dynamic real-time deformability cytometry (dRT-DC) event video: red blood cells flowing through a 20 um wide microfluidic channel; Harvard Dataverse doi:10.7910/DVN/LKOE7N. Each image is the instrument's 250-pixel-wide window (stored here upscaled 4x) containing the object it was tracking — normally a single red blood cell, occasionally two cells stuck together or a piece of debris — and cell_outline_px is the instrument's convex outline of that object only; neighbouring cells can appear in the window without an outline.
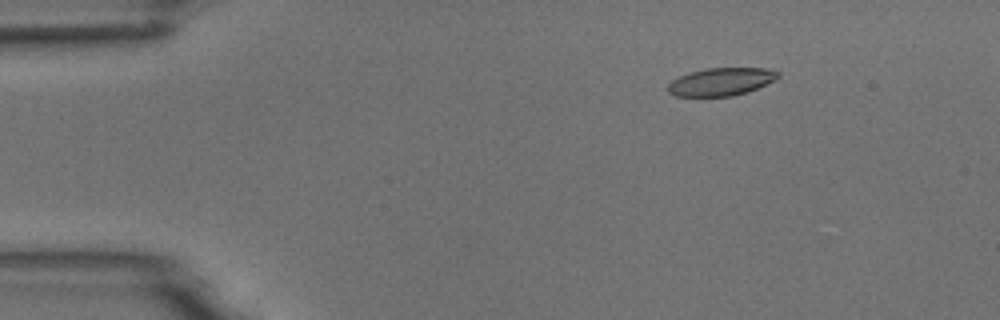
{"species": "common noctule bat (a hibernating species)", "species_latin": "Nyctalus noctula", "temperature_condition": "room temperature", "stored_images_in_passage": 6, "camera_frame_rate_fps": 3000, "um_per_image_px": 0.085, "animal": {"sex": "male", "body_mass_g": 18.8}, "frame": {"image": 1, "passage_image": 3, "time_ms": 2.333, "image_size_px": [1000, 320], "cell_outline_px": [[780, 76], [776, 80], [756, 88], [732, 96], [676, 96], [668, 92], [668, 84], [672, 80], [688, 72], [704, 68], [768, 68], [780, 72]], "centroid_in_image_um": [61.29, 6.93], "position_along_channel_um": 23.7, "area_um2": 17.86}}
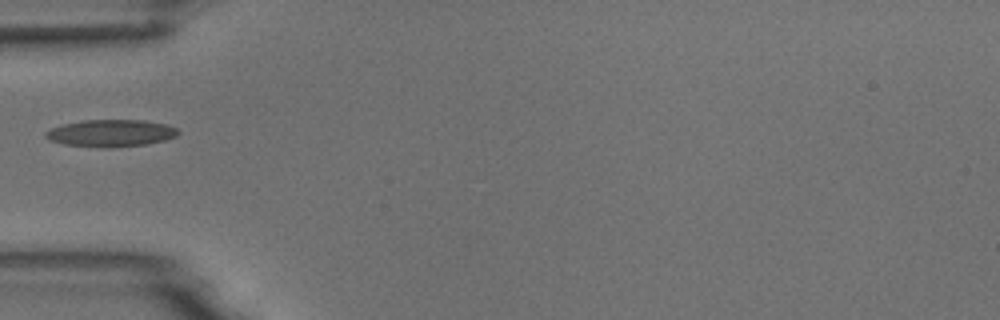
{"frame": {"image": 2, "passage_image": 6, "time_ms": 5.667, "image_size_px": [1000, 320], "cell_outline_px": [[180, 132], [176, 136], [164, 140], [148, 144], [112, 148], [100, 148], [64, 144], [48, 140], [44, 136], [44, 132], [52, 128], [64, 124], [84, 120], [144, 120], [168, 124], [176, 128]], "centroid_in_image_um": [9.43, 11.32], "position_along_channel_um": 75.6, "area_um2": 21.15}}